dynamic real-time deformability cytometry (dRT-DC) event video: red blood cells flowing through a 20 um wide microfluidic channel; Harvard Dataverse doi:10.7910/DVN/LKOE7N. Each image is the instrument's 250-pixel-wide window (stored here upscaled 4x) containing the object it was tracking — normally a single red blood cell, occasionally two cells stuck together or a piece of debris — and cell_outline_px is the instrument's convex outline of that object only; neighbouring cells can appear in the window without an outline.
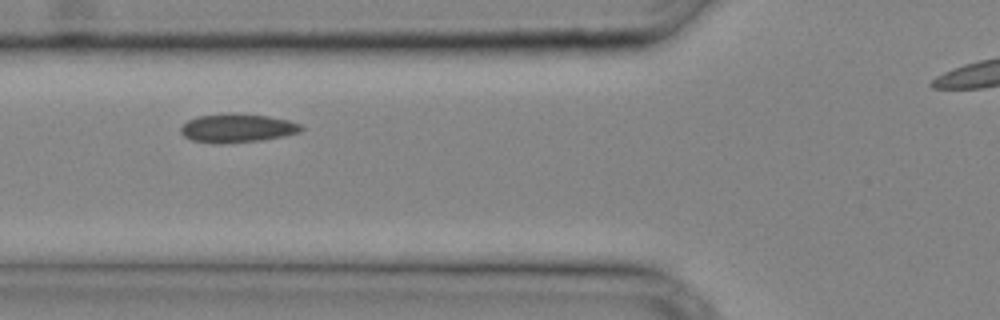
{"species": "common noctule bat (a hibernating species)", "species_latin": "Nyctalus noctula", "temperature_condition": "cold", "stored_images_in_passage": 23, "camera_frame_rate_fps": 3000, "um_per_image_px": 0.085, "animal": {"sex": "male", "body_mass_g": 20.4}, "frame": {"image": 1, "passage_image": 4, "time_ms": 1.0, "image_size_px": [1000, 320], "cell_outline_px": [[304, 128], [300, 132], [284, 136], [260, 140], [224, 144], [212, 144], [192, 140], [184, 136], [180, 132], [180, 128], [188, 120], [196, 116], [220, 112], [236, 112], [268, 116], [288, 120], [300, 124]], "centroid_in_image_um": [20.13, 10.87], "position_along_channel_um": 105.7, "area_um2": 20.63}}